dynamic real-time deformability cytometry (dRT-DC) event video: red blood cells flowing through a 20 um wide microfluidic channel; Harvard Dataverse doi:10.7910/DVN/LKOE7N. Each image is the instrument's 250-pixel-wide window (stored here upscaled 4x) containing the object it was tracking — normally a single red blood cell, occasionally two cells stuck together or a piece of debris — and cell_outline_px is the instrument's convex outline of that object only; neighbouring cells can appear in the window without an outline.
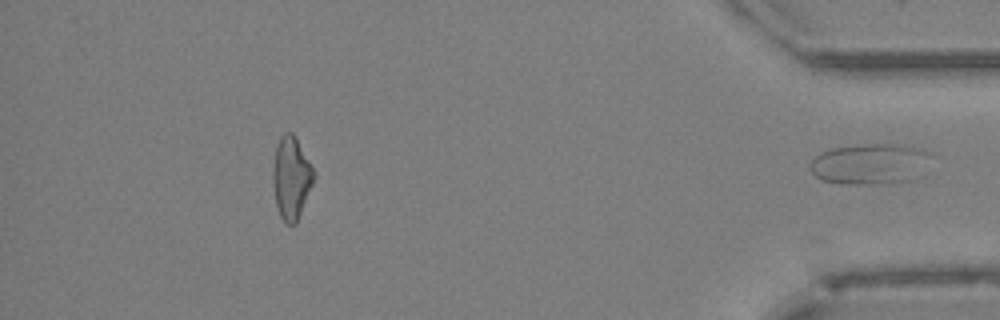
{"species": "Egyptian fruit bat (a non-hibernating species)", "species_latin": "Rousettus aegyptiacus", "temperature_condition": "cold", "stored_images_in_passage": 29, "segment_of_instrument_passage": [2, 2], "camera_frame_rate_fps": 3000, "um_per_image_px": 0.085, "animal": {"sex": "female"}, "frame": {"image": 1, "passage_image": 29, "time_ms": 9.333, "image_size_px": [1000, 320], "cell_outline_px": [[928, 152], [912, 180], [884, 184], [844, 184], [820, 180], [812, 172], [812, 160], [820, 152], [832, 148], [868, 144], [896, 144], [924, 148]], "centroid_in_image_um": [73.84, 13.93], "position_along_channel_um": 361.4, "area_um2": 27.92}}